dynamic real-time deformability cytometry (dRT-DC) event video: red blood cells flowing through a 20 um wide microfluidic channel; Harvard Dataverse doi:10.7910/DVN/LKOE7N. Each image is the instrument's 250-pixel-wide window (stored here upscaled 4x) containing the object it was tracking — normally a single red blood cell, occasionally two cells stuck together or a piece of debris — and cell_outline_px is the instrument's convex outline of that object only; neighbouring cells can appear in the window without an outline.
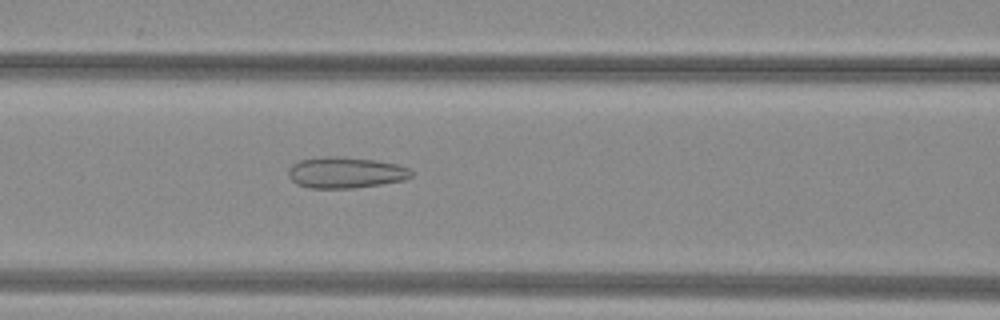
{"species": "common noctule bat (a hibernating species)", "species_latin": "Nyctalus noctula", "temperature_condition": "warm", "stored_images_in_passage": 43, "camera_frame_rate_fps": 3000, "um_per_image_px": 0.085, "animal": {"sex": "female", "body_mass_g": 29.2, "forearm_length_mm": 56.3}, "frame": {"image": 1, "passage_image": 18, "time_ms": 5.667, "image_size_px": [1000, 320], "cell_outline_px": [[412, 176], [404, 180], [356, 188], [308, 188], [296, 184], [288, 176], [288, 168], [292, 164], [300, 160], [328, 156], [340, 156], [372, 160], [396, 164], [408, 168], [412, 172]], "centroid_in_image_um": [29.33, 14.67], "position_along_channel_um": 137.3, "area_um2": 22.25}}
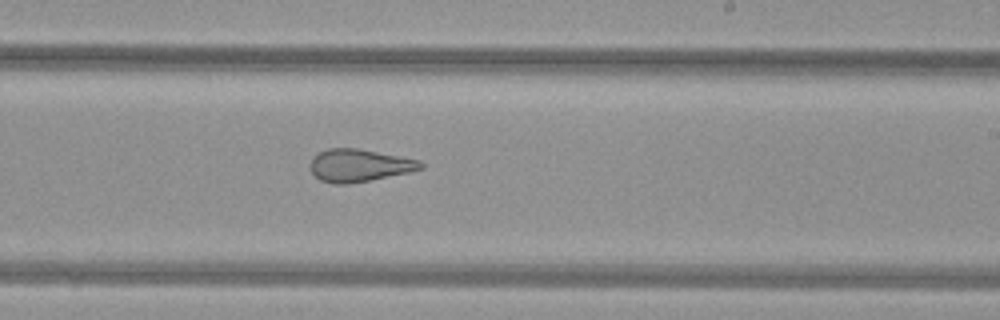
{"frame": {"image": 2, "passage_image": 27, "time_ms": 8.667, "image_size_px": [1000, 320], "cell_outline_px": [[424, 168], [408, 172], [348, 184], [336, 184], [320, 180], [312, 172], [308, 164], [320, 152], [328, 148], [356, 148], [420, 160], [424, 164]], "centroid_in_image_um": [30.52, 14.06], "position_along_channel_um": 258.5, "area_um2": 20.63}}
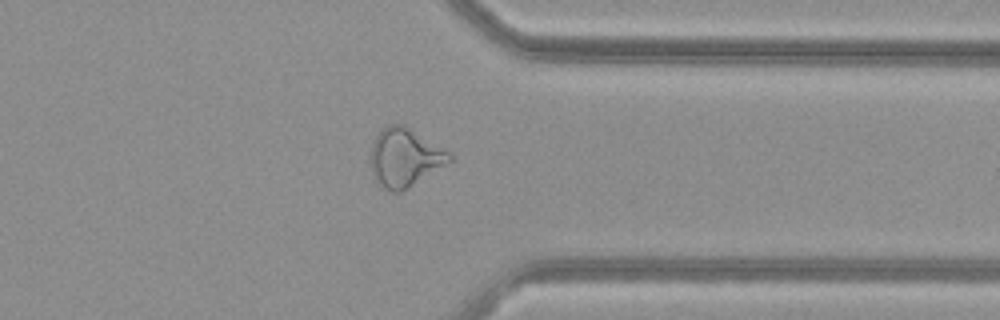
{"frame": {"image": 3, "passage_image": 36, "time_ms": 11.667, "image_size_px": [1000, 320], "cell_outline_px": [[452, 160], [400, 192], [392, 192], [384, 188], [372, 176], [372, 144], [376, 136], [388, 124], [400, 124], [408, 128], [448, 152], [452, 156]], "centroid_in_image_um": [34.37, 13.4], "position_along_channel_um": 377.0, "area_um2": 25.72}, "authors_computed_cell_mechanics": {"area_um2": 24.7384, "velocity_mm_per_s": 4.0488, "shape_relaxation_time_tau1_ms": null, "shape_relaxation_time_tau2_ms": 1.5839, "deformation_change_tau1": null, "deformation_change_tau2": 0.1111}}